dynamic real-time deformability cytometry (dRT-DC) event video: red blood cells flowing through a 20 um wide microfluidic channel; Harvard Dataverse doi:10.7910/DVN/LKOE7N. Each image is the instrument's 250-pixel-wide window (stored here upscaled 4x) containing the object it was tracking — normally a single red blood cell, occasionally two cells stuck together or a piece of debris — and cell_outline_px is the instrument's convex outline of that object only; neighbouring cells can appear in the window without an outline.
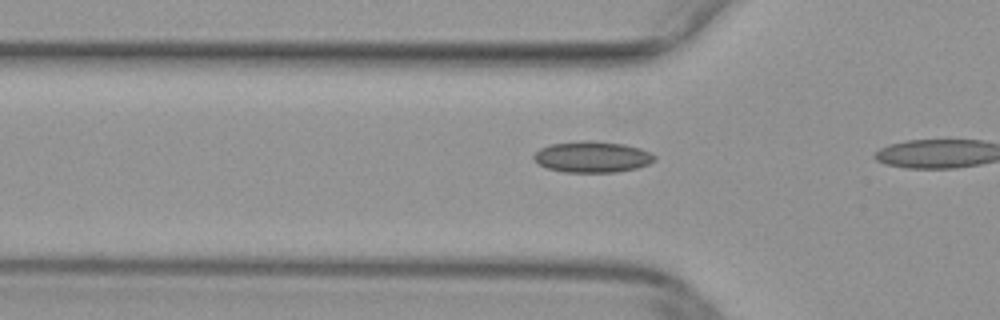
{"species": "common noctule bat (a hibernating species)", "species_latin": "Nyctalus noctula", "temperature_condition": "warm", "stored_images_in_passage": 6, "camera_frame_rate_fps": 3000, "um_per_image_px": 0.085, "animal": {"sex": "female", "body_mass_g": 29.2, "forearm_length_mm": 56.3}, "frame": {"image": 1, "passage_image": 5, "time_ms": 1.333, "image_size_px": [1000, 320], "cell_outline_px": [[656, 160], [648, 164], [636, 168], [616, 172], [564, 172], [548, 168], [540, 164], [532, 156], [540, 148], [552, 144], [584, 140], [588, 140], [624, 144], [640, 148], [656, 156]], "centroid_in_image_um": [50.36, 13.33], "position_along_channel_um": 75.4, "area_um2": 21.73}}